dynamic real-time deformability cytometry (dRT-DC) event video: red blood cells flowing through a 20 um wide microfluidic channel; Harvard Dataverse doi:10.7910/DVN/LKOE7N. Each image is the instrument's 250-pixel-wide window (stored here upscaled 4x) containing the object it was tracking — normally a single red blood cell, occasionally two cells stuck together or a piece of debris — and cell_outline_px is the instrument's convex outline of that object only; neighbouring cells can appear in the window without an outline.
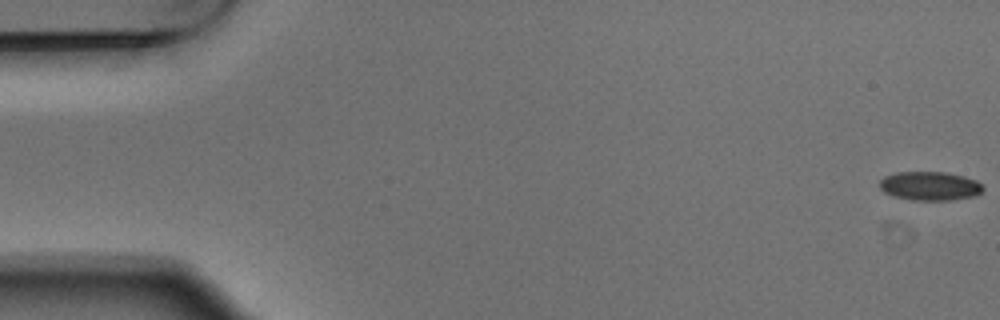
{"species": "Egyptian fruit bat (a non-hibernating species)", "species_latin": "Rousettus aegyptiacus", "temperature_condition": "warm", "stored_images_in_passage": 5, "camera_frame_rate_fps": 3000, "um_per_image_px": 0.085, "animal": {"sex": "male"}, "frame": {"image": 1, "passage_image": 1, "time_ms": 0.0, "image_size_px": [1000, 320], "cell_outline_px": [[984, 188], [976, 196], [952, 200], [912, 200], [892, 196], [884, 192], [880, 188], [880, 180], [884, 176], [896, 172], [948, 172], [964, 176], [976, 180]], "centroid_in_image_um": [79.03, 15.81], "position_along_channel_um": 6.0, "area_um2": 17.51}}
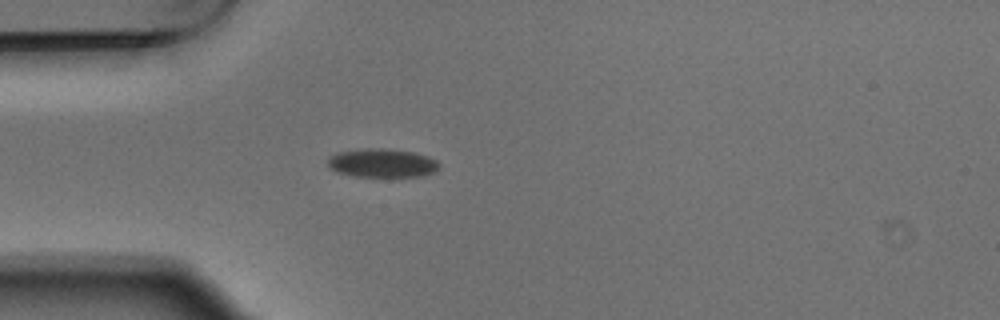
{"frame": {"image": 2, "passage_image": 5, "time_ms": 1.333, "image_size_px": [1000, 320], "cell_outline_px": [[440, 168], [436, 172], [420, 176], [352, 176], [336, 172], [328, 164], [328, 156], [336, 152], [364, 148], [380, 148], [416, 152], [428, 156], [436, 160], [440, 164]], "centroid_in_image_um": [32.49, 13.85], "position_along_channel_um": 52.5, "area_um2": 18.79}}